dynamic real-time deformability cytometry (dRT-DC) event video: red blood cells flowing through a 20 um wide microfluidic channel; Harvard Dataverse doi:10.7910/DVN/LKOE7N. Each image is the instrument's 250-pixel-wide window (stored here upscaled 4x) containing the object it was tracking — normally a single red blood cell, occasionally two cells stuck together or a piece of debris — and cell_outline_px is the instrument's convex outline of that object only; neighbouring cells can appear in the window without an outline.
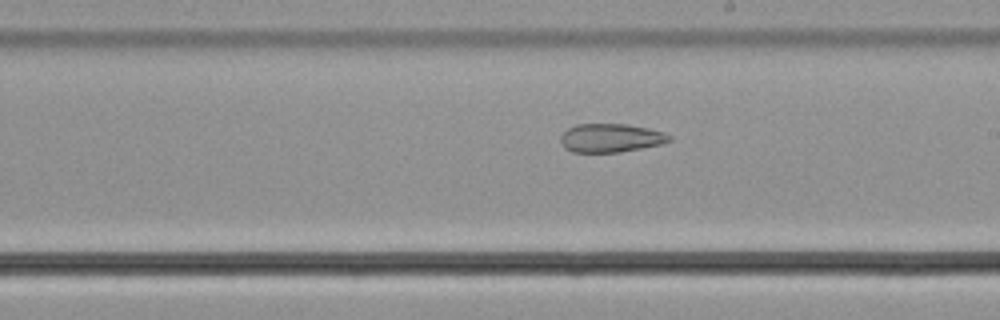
{"species": "common noctule bat (a hibernating species)", "species_latin": "Nyctalus noctula", "temperature_condition": "cold", "stored_images_in_passage": 54, "camera_frame_rate_fps": 3000, "um_per_image_px": 0.085, "animal": {"sex": "male", "body_mass_g": 21.5, "forearm_length_mm": 52.0}, "frame": {"image": 1, "passage_image": 31, "time_ms": 10.0, "image_size_px": [1000, 320], "cell_outline_px": [[672, 140], [660, 144], [620, 152], [572, 152], [564, 148], [560, 140], [560, 136], [568, 128], [576, 124], [628, 124], [648, 128], [664, 132], [672, 136]], "centroid_in_image_um": [51.9, 11.72], "position_along_channel_um": 237.1, "area_um2": 18.15}, "authors_computed_cell_mechanics": {"area_um2": 25.8077, "velocity_mm_per_s": 3.7989, "shape_relaxation_time_tau1_ms": null, "shape_relaxation_time_tau2_ms": 5.066, "deformation_change_tau1": null, "deformation_change_tau2": 0.14}}